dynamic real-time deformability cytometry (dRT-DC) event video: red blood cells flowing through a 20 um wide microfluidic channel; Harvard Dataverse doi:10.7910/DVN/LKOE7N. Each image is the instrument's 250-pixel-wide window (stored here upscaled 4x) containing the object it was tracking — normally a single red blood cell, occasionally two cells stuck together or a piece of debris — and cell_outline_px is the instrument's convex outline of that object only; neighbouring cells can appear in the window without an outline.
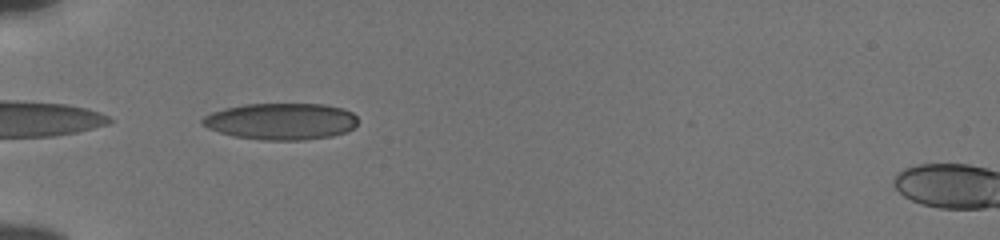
{"species": "human", "species_latin": "Homo sapiens", "temperature_condition": "cold", "stored_images_in_passage": 37, "camera_frame_rate_fps": 3000, "um_per_image_px": 0.085, "donor": {"sex": "male"}, "frame": {"image": 1, "passage_image": 1, "time_ms": 0.0, "image_size_px": [1000, 240], "cell_outline_px": [[356, 124], [352, 128], [344, 132], [332, 136], [304, 140], [260, 140], [236, 136], [220, 132], [208, 128], [200, 124], [200, 120], [204, 116], [212, 112], [224, 108], [244, 104], [324, 104], [344, 108], [352, 112], [356, 116]], "centroid_in_image_um": [23.87, 10.31], "position_along_channel_um": 61.1, "area_um2": 33.23}}
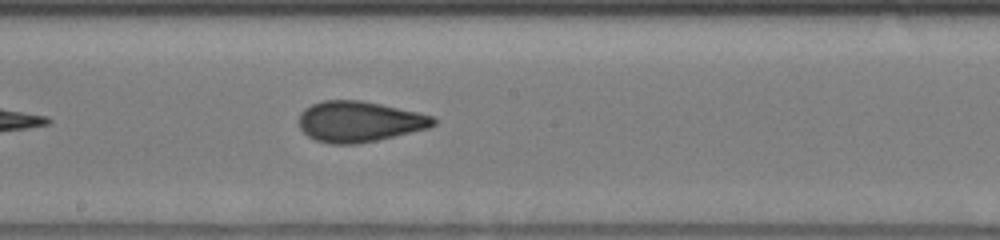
{"frame": {"image": 2, "passage_image": 14, "time_ms": 4.333, "image_size_px": [1000, 240], "cell_outline_px": [[436, 124], [428, 128], [376, 140], [356, 144], [332, 144], [316, 140], [308, 136], [300, 128], [300, 112], [304, 108], [312, 104], [324, 100], [360, 100], [380, 104], [416, 112], [432, 116], [436, 120]], "centroid_in_image_um": [30.51, 10.33], "position_along_channel_um": 217.7, "area_um2": 31.56}}
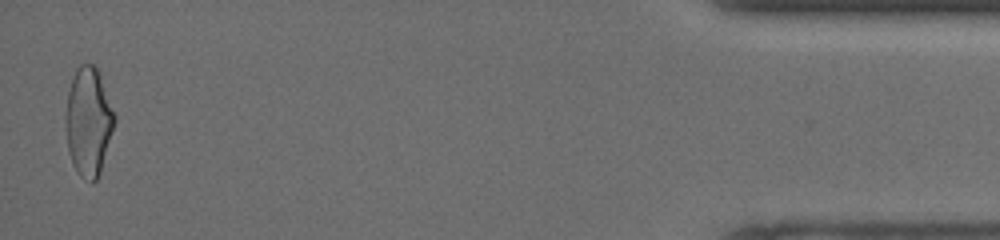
{"frame": {"image": 3, "passage_image": 36, "time_ms": 11.667, "image_size_px": [1000, 240], "cell_outline_px": [[116, 120], [100, 172], [96, 180], [92, 184], [84, 180], [76, 172], [72, 164], [68, 152], [64, 128], [64, 116], [68, 92], [76, 68], [80, 64], [92, 64], [96, 68], [100, 76], [116, 116]], "centroid_in_image_um": [7.49, 10.39], "position_along_channel_um": 427.7, "area_um2": 31.21}, "authors_computed_cell_mechanics": {"area_um2": 31.212, "velocity_mm_per_s": 3.8609, "shape_relaxation_time_tau1_ms": 10.7862, "shape_relaxation_time_tau2_ms": 1.1932, "deformation_change_tau1": 0.2504, "deformation_change_tau2": 0.0703}}